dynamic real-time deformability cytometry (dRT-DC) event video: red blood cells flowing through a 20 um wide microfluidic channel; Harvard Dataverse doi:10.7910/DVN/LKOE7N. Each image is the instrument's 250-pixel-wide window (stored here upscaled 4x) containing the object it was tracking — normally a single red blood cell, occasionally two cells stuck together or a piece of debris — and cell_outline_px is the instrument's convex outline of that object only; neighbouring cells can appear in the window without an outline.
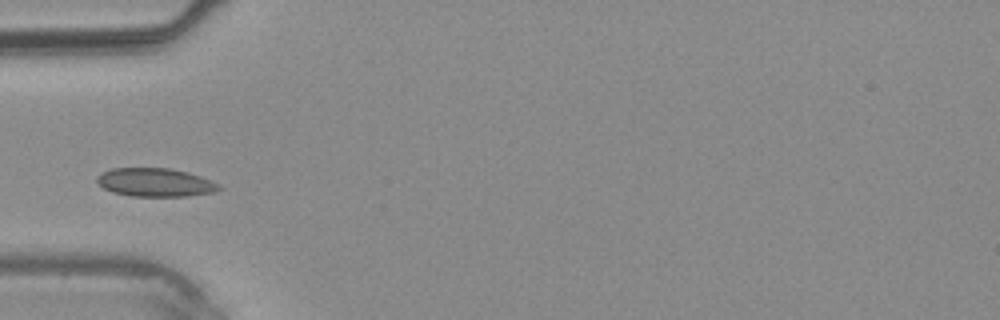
{"species": "common noctule bat (a hibernating species)", "species_latin": "Nyctalus noctula", "temperature_condition": "warm", "stored_images_in_passage": 7, "camera_frame_rate_fps": 3000, "um_per_image_px": 0.085, "animal": {"sex": "male", "body_mass_g": 20.4}, "frame": {"image": 1, "passage_image": 1, "time_ms": 0.0, "image_size_px": [1000, 320], "cell_outline_px": [[224, 188], [216, 192], [188, 196], [132, 196], [112, 192], [104, 188], [96, 180], [96, 176], [112, 168], [168, 168], [188, 172], [200, 176], [220, 184]], "centroid_in_image_um": [13.24, 15.51], "position_along_channel_um": 71.8, "area_um2": 20.29}}